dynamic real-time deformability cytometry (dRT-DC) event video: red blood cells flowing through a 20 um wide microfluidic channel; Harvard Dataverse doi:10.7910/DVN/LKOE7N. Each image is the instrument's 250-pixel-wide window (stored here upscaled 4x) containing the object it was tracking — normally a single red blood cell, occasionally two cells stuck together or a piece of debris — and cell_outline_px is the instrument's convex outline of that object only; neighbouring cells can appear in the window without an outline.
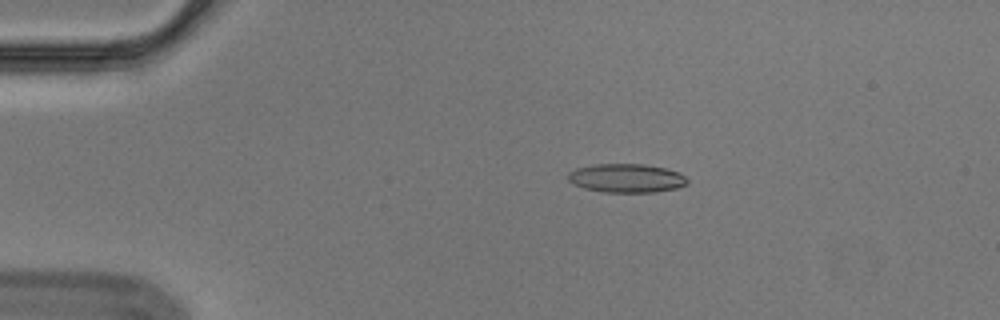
{"species": "Egyptian fruit bat (a non-hibernating species)", "species_latin": "Rousettus aegyptiacus", "temperature_condition": "cold", "stored_images_in_passage": 56, "camera_frame_rate_fps": 3000, "um_per_image_px": 0.085, "animal": {"sex": "male"}, "frame": {"image": 1, "passage_image": 11, "time_ms": 3.333, "image_size_px": [1000, 320], "cell_outline_px": [[688, 184], [676, 188], [656, 192], [600, 192], [584, 188], [572, 184], [568, 180], [568, 172], [576, 168], [592, 164], [644, 164], [664, 168], [680, 172], [688, 180]], "centroid_in_image_um": [53.23, 15.14], "position_along_channel_um": 31.8, "area_um2": 20.17}}
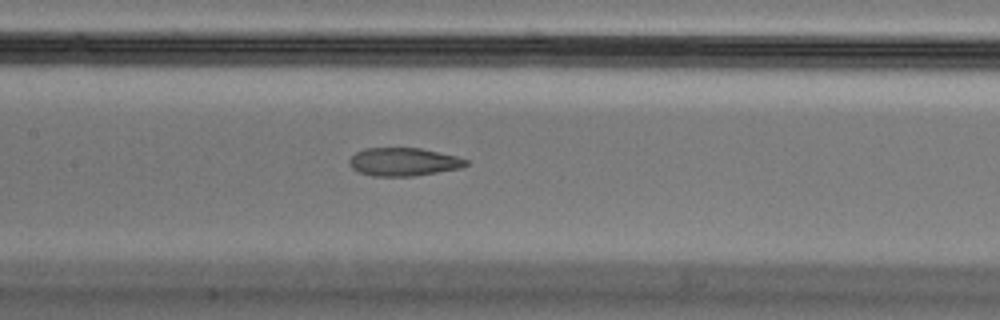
{"frame": {"image": 2, "passage_image": 27, "time_ms": 8.667, "image_size_px": [1000, 320], "cell_outline_px": [[468, 164], [460, 168], [416, 176], [372, 176], [360, 172], [352, 168], [348, 164], [348, 160], [356, 152], [364, 148], [420, 148], [456, 156], [468, 160]], "centroid_in_image_um": [34.28, 13.76], "position_along_channel_um": 173.1, "area_um2": 19.13}}
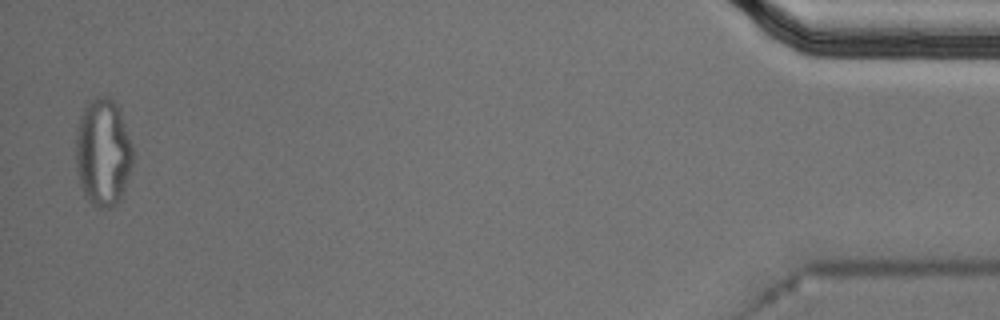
{"frame": {"image": 3, "passage_image": 55, "time_ms": 18.0, "image_size_px": [1000, 320], "cell_outline_px": [[132, 164], [120, 200], [116, 204], [108, 208], [96, 208], [88, 200], [80, 184], [76, 168], [76, 128], [80, 116], [84, 108], [96, 96], [108, 96], [120, 108], [132, 148]], "centroid_in_image_um": [8.74, 12.95], "position_along_channel_um": 426.5, "area_um2": 35.66}, "authors_computed_cell_mechanics": {"area_um2": 20.1722, "velocity_mm_per_s": 3.603, "shape_relaxation_time_tau1_ms": null, "shape_relaxation_time_tau2_ms": 2.4168, "deformation_change_tau1": null, "deformation_change_tau2": 0.0978}}